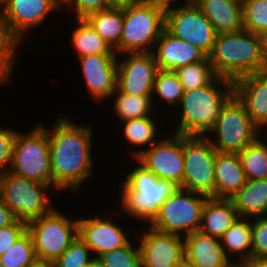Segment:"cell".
Returning <instances> with one entry per match:
<instances>
[{
  "mask_svg": "<svg viewBox=\"0 0 267 267\" xmlns=\"http://www.w3.org/2000/svg\"><path fill=\"white\" fill-rule=\"evenodd\" d=\"M244 267H267V258L251 257L244 260Z\"/></svg>",
  "mask_w": 267,
  "mask_h": 267,
  "instance_id": "45",
  "label": "cell"
},
{
  "mask_svg": "<svg viewBox=\"0 0 267 267\" xmlns=\"http://www.w3.org/2000/svg\"><path fill=\"white\" fill-rule=\"evenodd\" d=\"M209 197L178 187L160 206L149 226L163 233L186 236L199 231L202 210Z\"/></svg>",
  "mask_w": 267,
  "mask_h": 267,
  "instance_id": "9",
  "label": "cell"
},
{
  "mask_svg": "<svg viewBox=\"0 0 267 267\" xmlns=\"http://www.w3.org/2000/svg\"><path fill=\"white\" fill-rule=\"evenodd\" d=\"M147 227L141 237L135 236L140 243L142 267H185L183 236Z\"/></svg>",
  "mask_w": 267,
  "mask_h": 267,
  "instance_id": "15",
  "label": "cell"
},
{
  "mask_svg": "<svg viewBox=\"0 0 267 267\" xmlns=\"http://www.w3.org/2000/svg\"><path fill=\"white\" fill-rule=\"evenodd\" d=\"M214 198L230 199L247 179L238 153L216 151Z\"/></svg>",
  "mask_w": 267,
  "mask_h": 267,
  "instance_id": "22",
  "label": "cell"
},
{
  "mask_svg": "<svg viewBox=\"0 0 267 267\" xmlns=\"http://www.w3.org/2000/svg\"><path fill=\"white\" fill-rule=\"evenodd\" d=\"M136 167L126 173L120 188V210L142 224H150L158 215L160 206L179 186L171 180L159 179L136 159ZM146 222V223H145ZM148 222V223H147Z\"/></svg>",
  "mask_w": 267,
  "mask_h": 267,
  "instance_id": "4",
  "label": "cell"
},
{
  "mask_svg": "<svg viewBox=\"0 0 267 267\" xmlns=\"http://www.w3.org/2000/svg\"><path fill=\"white\" fill-rule=\"evenodd\" d=\"M35 259L33 240L28 231L0 256L5 267H27Z\"/></svg>",
  "mask_w": 267,
  "mask_h": 267,
  "instance_id": "35",
  "label": "cell"
},
{
  "mask_svg": "<svg viewBox=\"0 0 267 267\" xmlns=\"http://www.w3.org/2000/svg\"><path fill=\"white\" fill-rule=\"evenodd\" d=\"M126 55V57H125ZM125 59L117 61L116 89L122 93L152 96L153 84L158 71L152 53H125Z\"/></svg>",
  "mask_w": 267,
  "mask_h": 267,
  "instance_id": "16",
  "label": "cell"
},
{
  "mask_svg": "<svg viewBox=\"0 0 267 267\" xmlns=\"http://www.w3.org/2000/svg\"><path fill=\"white\" fill-rule=\"evenodd\" d=\"M161 138L135 159L159 179L171 180L180 187L184 175L183 135L171 133Z\"/></svg>",
  "mask_w": 267,
  "mask_h": 267,
  "instance_id": "14",
  "label": "cell"
},
{
  "mask_svg": "<svg viewBox=\"0 0 267 267\" xmlns=\"http://www.w3.org/2000/svg\"><path fill=\"white\" fill-rule=\"evenodd\" d=\"M208 58L217 77L234 82L267 71V40L245 29L220 33Z\"/></svg>",
  "mask_w": 267,
  "mask_h": 267,
  "instance_id": "2",
  "label": "cell"
},
{
  "mask_svg": "<svg viewBox=\"0 0 267 267\" xmlns=\"http://www.w3.org/2000/svg\"><path fill=\"white\" fill-rule=\"evenodd\" d=\"M243 29L267 39V0H242Z\"/></svg>",
  "mask_w": 267,
  "mask_h": 267,
  "instance_id": "34",
  "label": "cell"
},
{
  "mask_svg": "<svg viewBox=\"0 0 267 267\" xmlns=\"http://www.w3.org/2000/svg\"><path fill=\"white\" fill-rule=\"evenodd\" d=\"M238 217L259 218L267 216V179L247 180L230 198Z\"/></svg>",
  "mask_w": 267,
  "mask_h": 267,
  "instance_id": "24",
  "label": "cell"
},
{
  "mask_svg": "<svg viewBox=\"0 0 267 267\" xmlns=\"http://www.w3.org/2000/svg\"><path fill=\"white\" fill-rule=\"evenodd\" d=\"M17 51L16 47L8 40L5 35L0 9V86L7 87L12 83L13 69L16 68V56L14 54ZM8 84V85H7Z\"/></svg>",
  "mask_w": 267,
  "mask_h": 267,
  "instance_id": "37",
  "label": "cell"
},
{
  "mask_svg": "<svg viewBox=\"0 0 267 267\" xmlns=\"http://www.w3.org/2000/svg\"><path fill=\"white\" fill-rule=\"evenodd\" d=\"M237 218V212L230 199L209 197L202 210L199 231L220 239Z\"/></svg>",
  "mask_w": 267,
  "mask_h": 267,
  "instance_id": "25",
  "label": "cell"
},
{
  "mask_svg": "<svg viewBox=\"0 0 267 267\" xmlns=\"http://www.w3.org/2000/svg\"><path fill=\"white\" fill-rule=\"evenodd\" d=\"M103 38L109 48L120 54V38L122 35L123 9L108 8L90 14L85 19Z\"/></svg>",
  "mask_w": 267,
  "mask_h": 267,
  "instance_id": "26",
  "label": "cell"
},
{
  "mask_svg": "<svg viewBox=\"0 0 267 267\" xmlns=\"http://www.w3.org/2000/svg\"><path fill=\"white\" fill-rule=\"evenodd\" d=\"M8 171L53 188L50 147L45 125L35 124L29 133L17 130Z\"/></svg>",
  "mask_w": 267,
  "mask_h": 267,
  "instance_id": "5",
  "label": "cell"
},
{
  "mask_svg": "<svg viewBox=\"0 0 267 267\" xmlns=\"http://www.w3.org/2000/svg\"><path fill=\"white\" fill-rule=\"evenodd\" d=\"M145 2H150V3H155V4H160L164 7L171 6L174 4L173 2H177V0H144Z\"/></svg>",
  "mask_w": 267,
  "mask_h": 267,
  "instance_id": "48",
  "label": "cell"
},
{
  "mask_svg": "<svg viewBox=\"0 0 267 267\" xmlns=\"http://www.w3.org/2000/svg\"><path fill=\"white\" fill-rule=\"evenodd\" d=\"M0 267H5V266L1 263V261H0Z\"/></svg>",
  "mask_w": 267,
  "mask_h": 267,
  "instance_id": "54",
  "label": "cell"
},
{
  "mask_svg": "<svg viewBox=\"0 0 267 267\" xmlns=\"http://www.w3.org/2000/svg\"><path fill=\"white\" fill-rule=\"evenodd\" d=\"M37 259L54 262L78 236V219H70L57 209L27 223Z\"/></svg>",
  "mask_w": 267,
  "mask_h": 267,
  "instance_id": "10",
  "label": "cell"
},
{
  "mask_svg": "<svg viewBox=\"0 0 267 267\" xmlns=\"http://www.w3.org/2000/svg\"><path fill=\"white\" fill-rule=\"evenodd\" d=\"M70 119L62 114L51 129L45 128L55 192L77 193L82 184L94 176L92 127Z\"/></svg>",
  "mask_w": 267,
  "mask_h": 267,
  "instance_id": "1",
  "label": "cell"
},
{
  "mask_svg": "<svg viewBox=\"0 0 267 267\" xmlns=\"http://www.w3.org/2000/svg\"><path fill=\"white\" fill-rule=\"evenodd\" d=\"M143 1L144 0H106L108 8H115V9H127Z\"/></svg>",
  "mask_w": 267,
  "mask_h": 267,
  "instance_id": "44",
  "label": "cell"
},
{
  "mask_svg": "<svg viewBox=\"0 0 267 267\" xmlns=\"http://www.w3.org/2000/svg\"><path fill=\"white\" fill-rule=\"evenodd\" d=\"M75 11L76 19H86L90 14L108 9L106 0H69L63 7Z\"/></svg>",
  "mask_w": 267,
  "mask_h": 267,
  "instance_id": "40",
  "label": "cell"
},
{
  "mask_svg": "<svg viewBox=\"0 0 267 267\" xmlns=\"http://www.w3.org/2000/svg\"><path fill=\"white\" fill-rule=\"evenodd\" d=\"M56 10L62 9L54 0H7L1 8L6 37L17 48L24 42L25 33L42 25Z\"/></svg>",
  "mask_w": 267,
  "mask_h": 267,
  "instance_id": "13",
  "label": "cell"
},
{
  "mask_svg": "<svg viewBox=\"0 0 267 267\" xmlns=\"http://www.w3.org/2000/svg\"><path fill=\"white\" fill-rule=\"evenodd\" d=\"M117 54H89L78 57L82 77L96 104L112 97L116 90Z\"/></svg>",
  "mask_w": 267,
  "mask_h": 267,
  "instance_id": "17",
  "label": "cell"
},
{
  "mask_svg": "<svg viewBox=\"0 0 267 267\" xmlns=\"http://www.w3.org/2000/svg\"><path fill=\"white\" fill-rule=\"evenodd\" d=\"M16 220L15 214L0 198V228L10 225Z\"/></svg>",
  "mask_w": 267,
  "mask_h": 267,
  "instance_id": "43",
  "label": "cell"
},
{
  "mask_svg": "<svg viewBox=\"0 0 267 267\" xmlns=\"http://www.w3.org/2000/svg\"><path fill=\"white\" fill-rule=\"evenodd\" d=\"M183 238L185 267H221L230 259L216 237L195 231Z\"/></svg>",
  "mask_w": 267,
  "mask_h": 267,
  "instance_id": "21",
  "label": "cell"
},
{
  "mask_svg": "<svg viewBox=\"0 0 267 267\" xmlns=\"http://www.w3.org/2000/svg\"><path fill=\"white\" fill-rule=\"evenodd\" d=\"M75 23L77 26L72 30L71 44L76 57L89 54H117L85 19H76Z\"/></svg>",
  "mask_w": 267,
  "mask_h": 267,
  "instance_id": "29",
  "label": "cell"
},
{
  "mask_svg": "<svg viewBox=\"0 0 267 267\" xmlns=\"http://www.w3.org/2000/svg\"><path fill=\"white\" fill-rule=\"evenodd\" d=\"M263 129L260 130V135H262L263 131H265L266 133H264V134L267 136V131H266L267 127L263 128ZM266 136H264V139L266 138L265 142L267 143V137Z\"/></svg>",
  "mask_w": 267,
  "mask_h": 267,
  "instance_id": "51",
  "label": "cell"
},
{
  "mask_svg": "<svg viewBox=\"0 0 267 267\" xmlns=\"http://www.w3.org/2000/svg\"><path fill=\"white\" fill-rule=\"evenodd\" d=\"M184 175L180 188L214 198L216 149L206 136H183Z\"/></svg>",
  "mask_w": 267,
  "mask_h": 267,
  "instance_id": "11",
  "label": "cell"
},
{
  "mask_svg": "<svg viewBox=\"0 0 267 267\" xmlns=\"http://www.w3.org/2000/svg\"><path fill=\"white\" fill-rule=\"evenodd\" d=\"M49 191L55 190L49 185L28 180L10 171L0 174L1 200L18 220L25 223L45 216L55 208Z\"/></svg>",
  "mask_w": 267,
  "mask_h": 267,
  "instance_id": "7",
  "label": "cell"
},
{
  "mask_svg": "<svg viewBox=\"0 0 267 267\" xmlns=\"http://www.w3.org/2000/svg\"><path fill=\"white\" fill-rule=\"evenodd\" d=\"M158 118L154 119V116H146L139 119H129L122 121L123 128L121 135H124V139L131 145L138 147L136 151L134 150L131 156L132 158H136L142 153L143 150H146L151 145L158 141L159 124L157 122ZM157 122V123H156ZM158 125V126H157ZM141 148V149H139ZM144 148V149H143ZM143 149V150H142Z\"/></svg>",
  "mask_w": 267,
  "mask_h": 267,
  "instance_id": "28",
  "label": "cell"
},
{
  "mask_svg": "<svg viewBox=\"0 0 267 267\" xmlns=\"http://www.w3.org/2000/svg\"><path fill=\"white\" fill-rule=\"evenodd\" d=\"M184 92V88L174 71L158 69L153 84V106L156 105L154 101L157 97L162 102L165 101L164 104L167 103L168 106H172L173 108L176 105L179 106Z\"/></svg>",
  "mask_w": 267,
  "mask_h": 267,
  "instance_id": "32",
  "label": "cell"
},
{
  "mask_svg": "<svg viewBox=\"0 0 267 267\" xmlns=\"http://www.w3.org/2000/svg\"><path fill=\"white\" fill-rule=\"evenodd\" d=\"M27 267H55L54 262L44 259H35L30 265Z\"/></svg>",
  "mask_w": 267,
  "mask_h": 267,
  "instance_id": "46",
  "label": "cell"
},
{
  "mask_svg": "<svg viewBox=\"0 0 267 267\" xmlns=\"http://www.w3.org/2000/svg\"><path fill=\"white\" fill-rule=\"evenodd\" d=\"M152 54L158 69L172 71L207 57L198 47L172 36L165 29L156 41Z\"/></svg>",
  "mask_w": 267,
  "mask_h": 267,
  "instance_id": "20",
  "label": "cell"
},
{
  "mask_svg": "<svg viewBox=\"0 0 267 267\" xmlns=\"http://www.w3.org/2000/svg\"><path fill=\"white\" fill-rule=\"evenodd\" d=\"M6 1L7 0H0V9L4 6V4H5Z\"/></svg>",
  "mask_w": 267,
  "mask_h": 267,
  "instance_id": "52",
  "label": "cell"
},
{
  "mask_svg": "<svg viewBox=\"0 0 267 267\" xmlns=\"http://www.w3.org/2000/svg\"><path fill=\"white\" fill-rule=\"evenodd\" d=\"M90 253V254H89ZM89 247L77 236L63 254L54 261L55 267H81L94 257Z\"/></svg>",
  "mask_w": 267,
  "mask_h": 267,
  "instance_id": "38",
  "label": "cell"
},
{
  "mask_svg": "<svg viewBox=\"0 0 267 267\" xmlns=\"http://www.w3.org/2000/svg\"><path fill=\"white\" fill-rule=\"evenodd\" d=\"M86 267H105V264L100 258H96L94 256V258L88 264H86Z\"/></svg>",
  "mask_w": 267,
  "mask_h": 267,
  "instance_id": "49",
  "label": "cell"
},
{
  "mask_svg": "<svg viewBox=\"0 0 267 267\" xmlns=\"http://www.w3.org/2000/svg\"><path fill=\"white\" fill-rule=\"evenodd\" d=\"M234 95L245 106L252 122L260 130L267 127V71L235 80Z\"/></svg>",
  "mask_w": 267,
  "mask_h": 267,
  "instance_id": "19",
  "label": "cell"
},
{
  "mask_svg": "<svg viewBox=\"0 0 267 267\" xmlns=\"http://www.w3.org/2000/svg\"><path fill=\"white\" fill-rule=\"evenodd\" d=\"M175 7L176 3L166 7L164 29L172 36L198 47L208 56L217 36L211 22L194 2L186 1Z\"/></svg>",
  "mask_w": 267,
  "mask_h": 267,
  "instance_id": "12",
  "label": "cell"
},
{
  "mask_svg": "<svg viewBox=\"0 0 267 267\" xmlns=\"http://www.w3.org/2000/svg\"><path fill=\"white\" fill-rule=\"evenodd\" d=\"M217 34L243 29L242 0H194Z\"/></svg>",
  "mask_w": 267,
  "mask_h": 267,
  "instance_id": "23",
  "label": "cell"
},
{
  "mask_svg": "<svg viewBox=\"0 0 267 267\" xmlns=\"http://www.w3.org/2000/svg\"><path fill=\"white\" fill-rule=\"evenodd\" d=\"M112 97L110 98L111 100L114 99V101L112 100L114 105L112 110H114L115 116L121 122L129 119L154 116L152 115L153 111L158 110L156 106H153L152 96H135L119 92L116 89Z\"/></svg>",
  "mask_w": 267,
  "mask_h": 267,
  "instance_id": "30",
  "label": "cell"
},
{
  "mask_svg": "<svg viewBox=\"0 0 267 267\" xmlns=\"http://www.w3.org/2000/svg\"><path fill=\"white\" fill-rule=\"evenodd\" d=\"M226 256L232 260L252 257L251 219L238 217L220 238ZM232 256H236L235 258Z\"/></svg>",
  "mask_w": 267,
  "mask_h": 267,
  "instance_id": "27",
  "label": "cell"
},
{
  "mask_svg": "<svg viewBox=\"0 0 267 267\" xmlns=\"http://www.w3.org/2000/svg\"><path fill=\"white\" fill-rule=\"evenodd\" d=\"M59 7L63 10V7L69 2V0H54Z\"/></svg>",
  "mask_w": 267,
  "mask_h": 267,
  "instance_id": "50",
  "label": "cell"
},
{
  "mask_svg": "<svg viewBox=\"0 0 267 267\" xmlns=\"http://www.w3.org/2000/svg\"><path fill=\"white\" fill-rule=\"evenodd\" d=\"M252 257L267 258V216L251 219Z\"/></svg>",
  "mask_w": 267,
  "mask_h": 267,
  "instance_id": "39",
  "label": "cell"
},
{
  "mask_svg": "<svg viewBox=\"0 0 267 267\" xmlns=\"http://www.w3.org/2000/svg\"><path fill=\"white\" fill-rule=\"evenodd\" d=\"M260 135L238 153L247 180L267 179V143Z\"/></svg>",
  "mask_w": 267,
  "mask_h": 267,
  "instance_id": "31",
  "label": "cell"
},
{
  "mask_svg": "<svg viewBox=\"0 0 267 267\" xmlns=\"http://www.w3.org/2000/svg\"><path fill=\"white\" fill-rule=\"evenodd\" d=\"M259 136L260 129L252 122L245 106L233 95L221 108L206 138L218 152L239 153Z\"/></svg>",
  "mask_w": 267,
  "mask_h": 267,
  "instance_id": "8",
  "label": "cell"
},
{
  "mask_svg": "<svg viewBox=\"0 0 267 267\" xmlns=\"http://www.w3.org/2000/svg\"><path fill=\"white\" fill-rule=\"evenodd\" d=\"M233 95L234 82L222 77H216L205 87L185 91L176 106L181 113L174 134L206 136L217 121L221 108Z\"/></svg>",
  "mask_w": 267,
  "mask_h": 267,
  "instance_id": "3",
  "label": "cell"
},
{
  "mask_svg": "<svg viewBox=\"0 0 267 267\" xmlns=\"http://www.w3.org/2000/svg\"><path fill=\"white\" fill-rule=\"evenodd\" d=\"M100 216L78 219V236L96 258L124 246L130 239V231H124L123 227L116 225L111 215Z\"/></svg>",
  "mask_w": 267,
  "mask_h": 267,
  "instance_id": "18",
  "label": "cell"
},
{
  "mask_svg": "<svg viewBox=\"0 0 267 267\" xmlns=\"http://www.w3.org/2000/svg\"><path fill=\"white\" fill-rule=\"evenodd\" d=\"M186 1H187V2H193L194 0H185V2H186Z\"/></svg>",
  "mask_w": 267,
  "mask_h": 267,
  "instance_id": "53",
  "label": "cell"
},
{
  "mask_svg": "<svg viewBox=\"0 0 267 267\" xmlns=\"http://www.w3.org/2000/svg\"><path fill=\"white\" fill-rule=\"evenodd\" d=\"M166 7L141 2L123 9L124 22L120 38V55L125 53H152L165 27Z\"/></svg>",
  "mask_w": 267,
  "mask_h": 267,
  "instance_id": "6",
  "label": "cell"
},
{
  "mask_svg": "<svg viewBox=\"0 0 267 267\" xmlns=\"http://www.w3.org/2000/svg\"><path fill=\"white\" fill-rule=\"evenodd\" d=\"M184 91L209 85L217 76L208 56L201 61L191 63L174 70Z\"/></svg>",
  "mask_w": 267,
  "mask_h": 267,
  "instance_id": "33",
  "label": "cell"
},
{
  "mask_svg": "<svg viewBox=\"0 0 267 267\" xmlns=\"http://www.w3.org/2000/svg\"><path fill=\"white\" fill-rule=\"evenodd\" d=\"M27 231V223L16 220L0 228V256L5 253Z\"/></svg>",
  "mask_w": 267,
  "mask_h": 267,
  "instance_id": "42",
  "label": "cell"
},
{
  "mask_svg": "<svg viewBox=\"0 0 267 267\" xmlns=\"http://www.w3.org/2000/svg\"><path fill=\"white\" fill-rule=\"evenodd\" d=\"M221 267H244V261L243 260H236V259H229L225 264H223Z\"/></svg>",
  "mask_w": 267,
  "mask_h": 267,
  "instance_id": "47",
  "label": "cell"
},
{
  "mask_svg": "<svg viewBox=\"0 0 267 267\" xmlns=\"http://www.w3.org/2000/svg\"><path fill=\"white\" fill-rule=\"evenodd\" d=\"M130 240L122 247L104 253L99 258L105 267H142V256L138 247Z\"/></svg>",
  "mask_w": 267,
  "mask_h": 267,
  "instance_id": "36",
  "label": "cell"
},
{
  "mask_svg": "<svg viewBox=\"0 0 267 267\" xmlns=\"http://www.w3.org/2000/svg\"><path fill=\"white\" fill-rule=\"evenodd\" d=\"M16 134V130L0 127V173L8 171L10 167Z\"/></svg>",
  "mask_w": 267,
  "mask_h": 267,
  "instance_id": "41",
  "label": "cell"
}]
</instances>
